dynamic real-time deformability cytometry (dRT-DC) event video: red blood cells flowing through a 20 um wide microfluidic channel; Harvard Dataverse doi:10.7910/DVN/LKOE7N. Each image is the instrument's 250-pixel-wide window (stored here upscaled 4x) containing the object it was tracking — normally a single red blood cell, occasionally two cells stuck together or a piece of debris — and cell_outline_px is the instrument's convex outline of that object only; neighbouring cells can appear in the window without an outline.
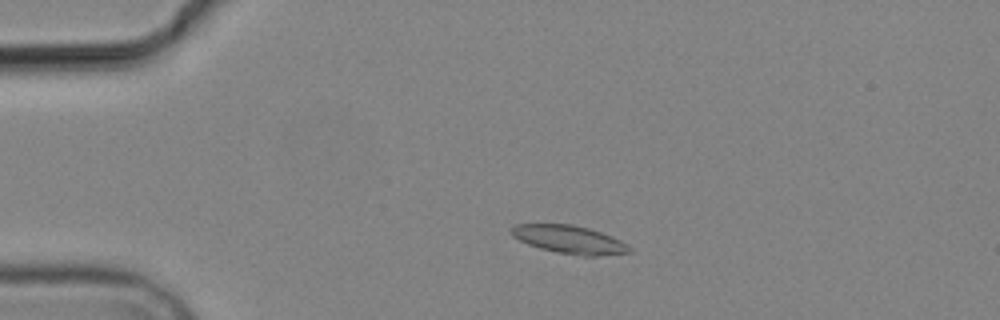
{"species": "common noctule bat (a hibernating species)", "species_latin": "Nyctalus noctula", "temperature_condition": "cold", "stored_images_in_passage": 4, "camera_frame_rate_fps": 3000, "um_per_image_px": 0.085, "animal": {"sex": "male", "body_mass_g": 19.2, "forearm_length_mm": 51.8}, "frame": {"image": 1, "passage_image": 3, "time_ms": 2.667, "image_size_px": [1000, 320], "cell_outline_px": [[632, 252], [596, 256], [584, 256], [556, 252], [540, 248], [528, 244], [512, 236], [512, 228], [516, 224], [572, 224], [588, 228], [612, 236], [628, 244], [632, 248]], "centroid_in_image_um": [48.43, 20.36], "position_along_channel_um": 36.6, "area_um2": 19.25}}